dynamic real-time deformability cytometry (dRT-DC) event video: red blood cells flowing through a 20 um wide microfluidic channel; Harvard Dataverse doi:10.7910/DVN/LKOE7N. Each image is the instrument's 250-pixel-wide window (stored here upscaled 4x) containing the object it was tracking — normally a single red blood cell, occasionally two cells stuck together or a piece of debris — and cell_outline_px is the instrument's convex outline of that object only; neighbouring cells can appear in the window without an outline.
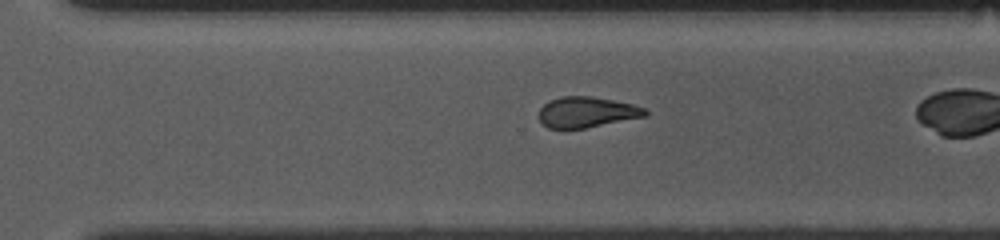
{"species": "common noctule bat (a hibernating species)", "species_latin": "Nyctalus noctula", "temperature_condition": "room temperature", "stored_images_in_passage": 30, "camera_frame_rate_fps": 3000, "um_per_image_px": 0.085, "animal": {"sex": "female", "body_mass_g": 10.0, "forearm_length_mm": 53.1}, "frame": {"image": 1, "passage_image": 26, "time_ms": 8.333, "image_size_px": [1000, 240], "cell_outline_px": [[648, 116], [584, 128], [548, 128], [540, 120], [540, 108], [548, 100], [560, 96], [592, 96], [632, 104], [648, 108]], "centroid_in_image_um": [49.91, 9.52], "position_along_channel_um": 320.7, "area_um2": 19.02}}